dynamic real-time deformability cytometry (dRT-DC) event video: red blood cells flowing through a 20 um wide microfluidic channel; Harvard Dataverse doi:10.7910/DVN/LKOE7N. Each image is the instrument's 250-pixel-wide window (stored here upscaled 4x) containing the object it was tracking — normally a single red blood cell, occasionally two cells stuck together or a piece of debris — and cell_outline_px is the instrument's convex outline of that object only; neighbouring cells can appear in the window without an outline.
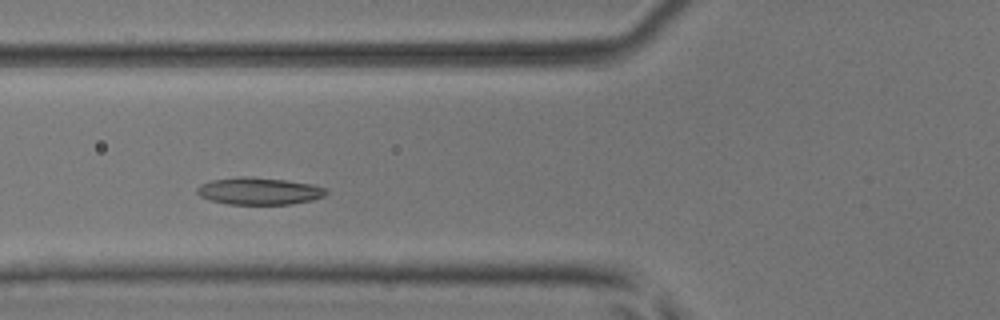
{"species": "common noctule bat (a hibernating species)", "species_latin": "Nyctalus noctula", "temperature_condition": "room temperature", "stored_images_in_passage": 5, "camera_frame_rate_fps": 3000, "um_per_image_px": 0.085, "animal": {"sex": "male", "body_mass_g": 17.9, "forearm_length_mm": 54.2}, "frame": {"image": 1, "passage_image": 3, "time_ms": 0.667, "image_size_px": [1000, 320], "cell_outline_px": [[328, 192], [324, 196], [312, 200], [292, 204], [228, 204], [208, 200], [200, 196], [196, 192], [196, 188], [200, 184], [212, 180], [244, 176], [284, 180], [312, 184], [328, 188]], "centroid_in_image_um": [22.02, 16.25], "position_along_channel_um": 103.8, "area_um2": 20.46}}
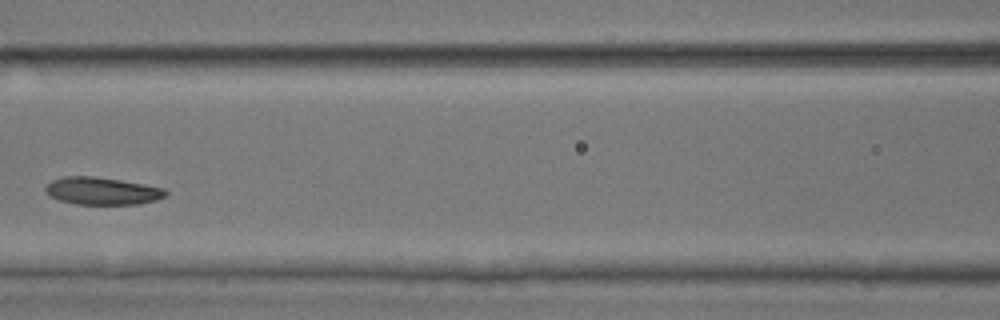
{"frame": {"image": 2, "passage_image": 4, "time_ms": 1.0, "image_size_px": [1000, 320], "cell_outline_px": [[168, 192], [164, 196], [156, 200], [140, 204], [76, 204], [60, 200], [52, 196], [44, 188], [52, 180], [64, 176], [92, 176], [120, 180], [164, 188]], "centroid_in_image_um": [8.69, 16.23], "position_along_channel_um": 157.9, "area_um2": 18.96}}
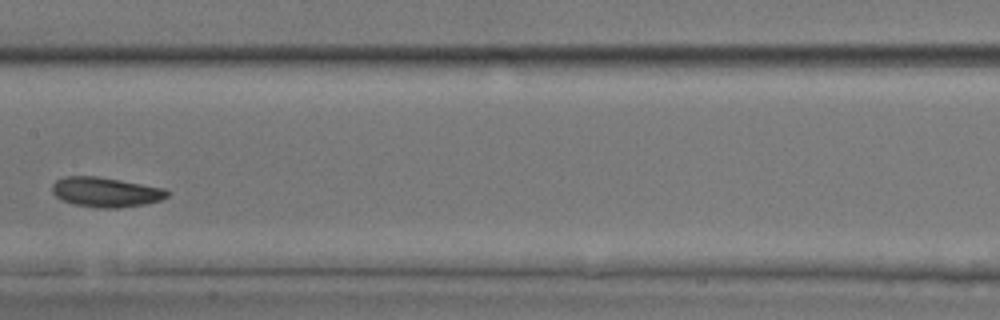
{"frame": {"image": 3, "passage_image": 5, "time_ms": 1.333, "image_size_px": [1000, 320], "cell_outline_px": [[168, 196], [160, 200], [144, 204], [116, 208], [96, 208], [76, 204], [60, 200], [52, 192], [52, 184], [56, 180], [64, 176], [96, 176], [120, 180], [164, 188], [168, 192]], "centroid_in_image_um": [8.95, 16.32], "position_along_channel_um": 198.5, "area_um2": 19.88}}